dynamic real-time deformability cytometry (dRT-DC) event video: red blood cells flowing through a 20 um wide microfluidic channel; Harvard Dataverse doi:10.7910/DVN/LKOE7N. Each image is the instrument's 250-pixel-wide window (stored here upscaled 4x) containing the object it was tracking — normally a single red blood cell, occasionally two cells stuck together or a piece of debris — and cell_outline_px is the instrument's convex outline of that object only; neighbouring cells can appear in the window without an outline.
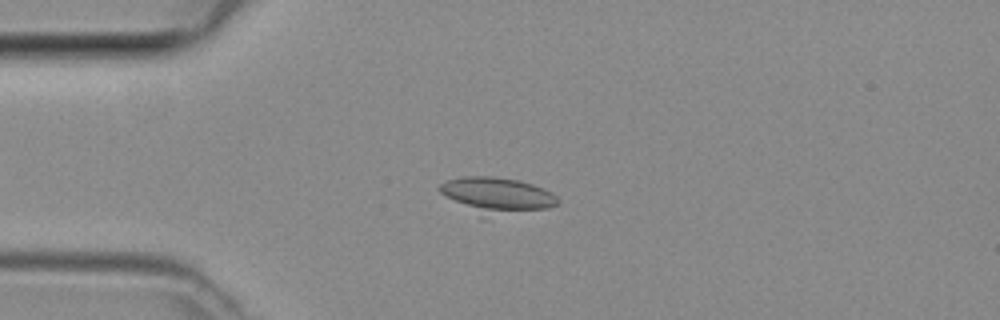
{"species": "common noctule bat (a hibernating species)", "species_latin": "Nyctalus noctula", "temperature_condition": "room temperature", "stored_images_in_passage": 3, "camera_frame_rate_fps": 3000, "um_per_image_px": 0.085, "animal": {"sex": "female", "body_mass_g": 29.2, "forearm_length_mm": 56.3}, "frame": {"image": 1, "passage_image": 3, "time_ms": 0.667, "image_size_px": [1000, 320], "cell_outline_px": [[560, 204], [548, 208], [484, 208], [468, 204], [456, 200], [440, 192], [436, 188], [440, 184], [448, 180], [464, 176], [488, 176], [520, 180], [544, 188], [552, 192], [560, 200]], "centroid_in_image_um": [42.33, 16.39], "position_along_channel_um": 42.7, "area_um2": 21.15}}